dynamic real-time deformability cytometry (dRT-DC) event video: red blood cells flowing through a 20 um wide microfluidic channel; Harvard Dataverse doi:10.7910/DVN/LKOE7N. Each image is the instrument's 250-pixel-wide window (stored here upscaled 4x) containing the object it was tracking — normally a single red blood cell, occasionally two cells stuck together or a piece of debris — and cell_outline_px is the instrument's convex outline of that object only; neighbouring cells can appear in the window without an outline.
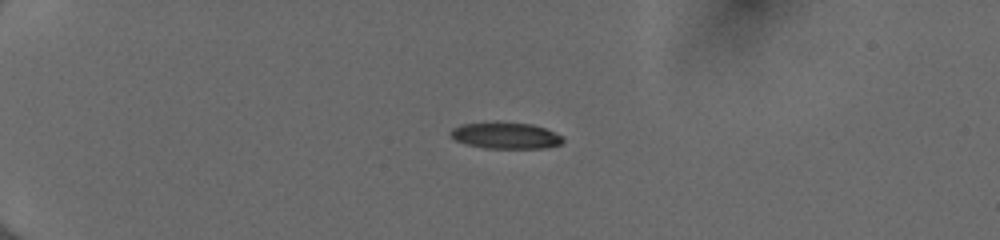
{"species": "human", "species_latin": "Homo sapiens", "temperature_condition": "cold", "stored_images_in_passage": 45, "camera_frame_rate_fps": 3000, "um_per_image_px": 0.085, "donor": {"sex": "female"}, "frame": {"image": 1, "passage_image": 7, "time_ms": 2.0, "image_size_px": [1000, 240], "cell_outline_px": [[564, 140], [560, 144], [544, 148], [484, 148], [468, 144], [456, 140], [448, 136], [448, 132], [452, 128], [460, 124], [496, 120], [500, 120], [532, 124], [544, 128], [564, 136]], "centroid_in_image_um": [42.93, 11.48], "position_along_channel_um": 42.1, "area_um2": 17.86}}
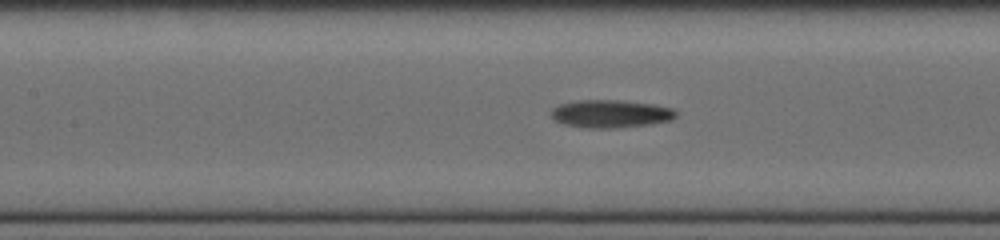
{"frame": {"image": 2, "passage_image": 20, "time_ms": 6.333, "image_size_px": [1000, 240], "cell_outline_px": [[676, 116], [672, 120], [648, 124], [616, 128], [588, 128], [564, 124], [556, 120], [552, 116], [552, 108], [560, 104], [572, 100], [624, 100], [652, 104], [672, 108], [676, 112]], "centroid_in_image_um": [51.9, 9.66], "position_along_channel_um": 155.5, "area_um2": 20.23}}
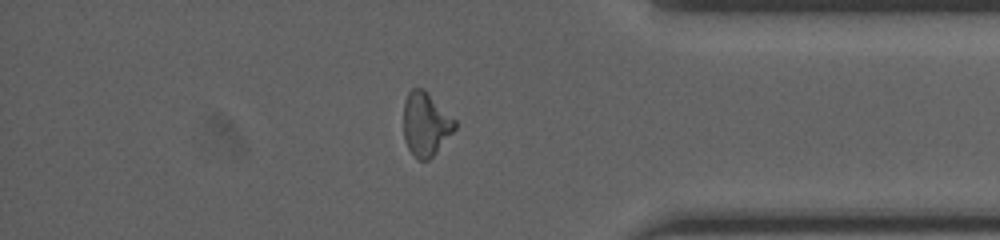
{"frame": {"image": 3, "passage_image": 39, "time_ms": 12.667, "image_size_px": [1000, 240], "cell_outline_px": [[456, 128], [436, 152], [428, 160], [420, 160], [408, 148], [404, 140], [404, 100], [408, 92], [412, 88], [424, 88], [456, 120]], "centroid_in_image_um": [36.18, 10.51], "position_along_channel_um": 399.0, "area_um2": 18.96}}